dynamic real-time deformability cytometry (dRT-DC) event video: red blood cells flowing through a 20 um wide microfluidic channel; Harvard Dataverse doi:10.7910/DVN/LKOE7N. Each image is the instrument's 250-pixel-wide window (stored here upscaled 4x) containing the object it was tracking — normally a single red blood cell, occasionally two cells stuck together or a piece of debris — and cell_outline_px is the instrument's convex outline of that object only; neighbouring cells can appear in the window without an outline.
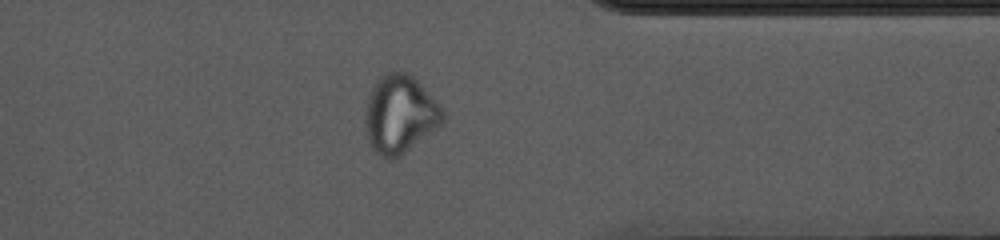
{"species": "common noctule bat (a hibernating species)", "species_latin": "Nyctalus noctula", "temperature_condition": "cold", "stored_images_in_passage": 42, "camera_frame_rate_fps": 3000, "um_per_image_px": 0.085, "animal": {"sex": "female", "body_mass_g": 10.0, "forearm_length_mm": 53.1}, "frame": {"image": 1, "passage_image": 30, "time_ms": 9.667, "image_size_px": [1000, 240], "cell_outline_px": [[444, 120], [436, 128], [396, 160], [388, 160], [376, 152], [372, 148], [368, 140], [364, 120], [364, 108], [372, 88], [380, 76], [388, 72], [404, 72], [412, 76], [436, 100], [444, 112]], "centroid_in_image_um": [33.96, 9.74], "position_along_channel_um": 377.4, "area_um2": 35.14}}